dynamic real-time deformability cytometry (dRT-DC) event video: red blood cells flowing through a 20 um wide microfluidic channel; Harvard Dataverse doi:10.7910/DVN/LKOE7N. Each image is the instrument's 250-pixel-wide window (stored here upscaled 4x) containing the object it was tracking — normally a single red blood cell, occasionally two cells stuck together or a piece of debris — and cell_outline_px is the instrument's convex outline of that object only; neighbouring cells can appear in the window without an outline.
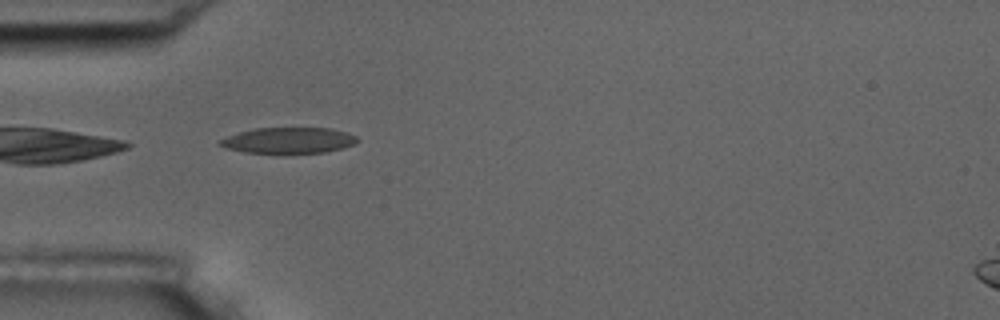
{"species": "common noctule bat (a hibernating species)", "species_latin": "Nyctalus noctula", "temperature_condition": "room temperature", "stored_images_in_passage": 6, "camera_frame_rate_fps": 3000, "um_per_image_px": 0.085, "animal": {"sex": "male", "body_mass_g": 17.5, "forearm_length_mm": 52.3}, "frame": {"image": 1, "passage_image": 5, "time_ms": 1.333, "image_size_px": [1000, 320], "cell_outline_px": [[360, 140], [344, 148], [324, 152], [244, 152], [224, 148], [216, 144], [220, 140], [228, 136], [240, 132], [256, 128], [332, 128], [348, 132], [356, 136]], "centroid_in_image_um": [24.54, 11.92], "position_along_channel_um": 60.5, "area_um2": 20.52}}